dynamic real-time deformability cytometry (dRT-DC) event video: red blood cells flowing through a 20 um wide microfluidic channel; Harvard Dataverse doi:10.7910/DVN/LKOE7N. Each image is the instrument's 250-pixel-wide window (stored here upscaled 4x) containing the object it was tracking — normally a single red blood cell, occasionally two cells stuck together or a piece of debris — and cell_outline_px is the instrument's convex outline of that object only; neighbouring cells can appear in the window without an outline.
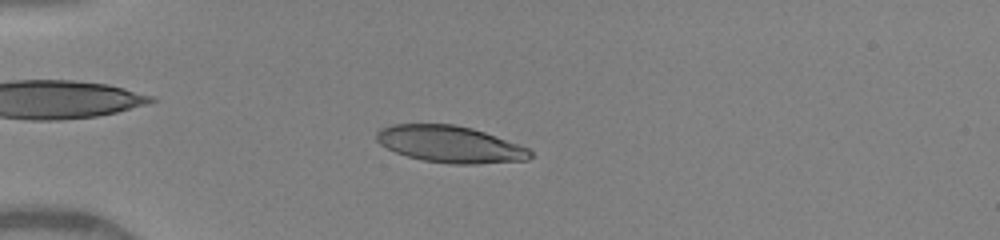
{"species": "human", "species_latin": "Homo sapiens", "temperature_condition": "warm", "stored_images_in_passage": 49, "camera_frame_rate_fps": 3000, "um_per_image_px": 0.085, "donor": {"sex": "female"}, "frame": {"image": 1, "passage_image": 13, "time_ms": 4.0, "image_size_px": [1000, 240], "cell_outline_px": [[532, 156], [528, 160], [476, 164], [448, 164], [424, 160], [408, 156], [396, 152], [380, 144], [376, 140], [376, 132], [380, 128], [392, 124], [456, 124], [472, 128], [496, 136], [528, 148], [532, 152]], "centroid_in_image_um": [38.25, 12.26], "position_along_channel_um": 46.8, "area_um2": 32.89}}
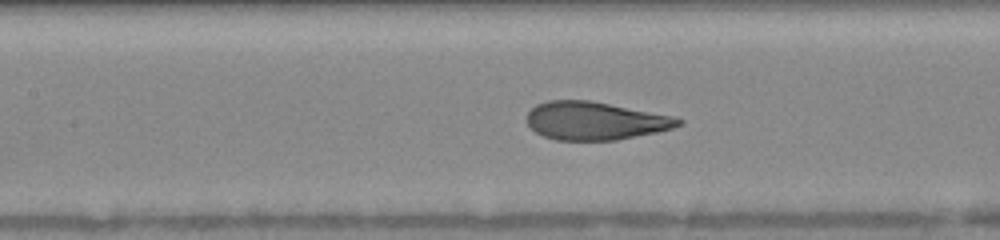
{"frame": {"image": 2, "passage_image": 23, "time_ms": 7.333, "image_size_px": [1000, 240], "cell_outline_px": [[684, 120], [680, 124], [672, 128], [656, 132], [616, 140], [556, 140], [544, 136], [536, 132], [528, 124], [528, 112], [536, 104], [548, 100], [588, 100], [672, 116]], "centroid_in_image_um": [50.55, 10.27], "position_along_channel_um": 156.8, "area_um2": 33.18}}
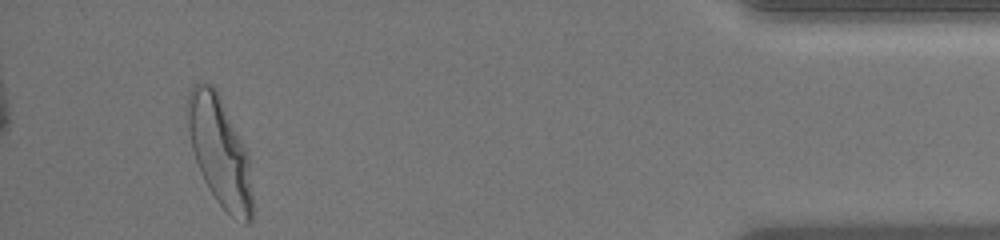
{"frame": {"image": 3, "passage_image": 46, "time_ms": 15.0, "image_size_px": [1000, 240], "cell_outline_px": [[252, 220], [248, 224], [244, 224], [232, 216], [216, 200], [208, 188], [200, 172], [192, 148], [184, 112], [188, 92], [196, 80], [212, 84], [216, 88], [248, 152], [252, 196]], "centroid_in_image_um": [18.64, 12.81], "position_along_channel_um": 416.6, "area_um2": 41.73}, "authors_computed_cell_mechanics": {"area_um2": 34.391, "velocity_mm_per_s": 4.0991, "shape_relaxation_time_tau1_ms": 3.0966, "shape_relaxation_time_tau2_ms": null, "deformation_change_tau1": 0.1817, "deformation_change_tau2": null}}